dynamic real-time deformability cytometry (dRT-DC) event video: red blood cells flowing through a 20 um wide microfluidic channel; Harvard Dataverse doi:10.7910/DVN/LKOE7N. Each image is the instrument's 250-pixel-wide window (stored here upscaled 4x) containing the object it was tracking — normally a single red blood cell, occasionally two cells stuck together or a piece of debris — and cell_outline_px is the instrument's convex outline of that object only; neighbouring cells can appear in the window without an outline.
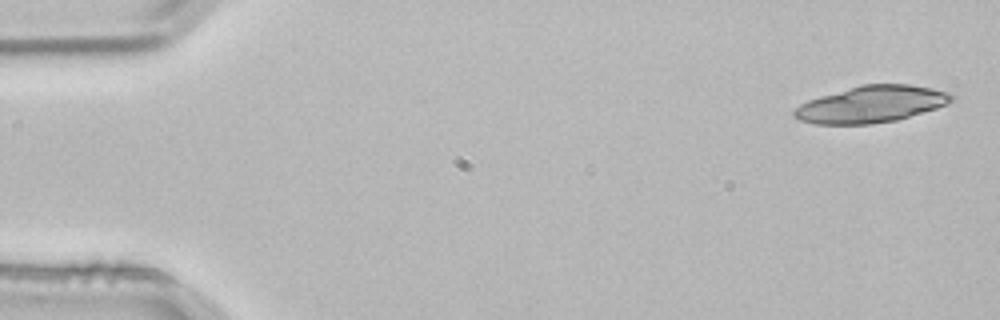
{"species": "common noctule bat (a hibernating species)", "species_latin": "Nyctalus noctula", "temperature_condition": "room temperature", "stored_images_in_passage": 4, "segment_of_instrument_passage": [2, 2], "camera_frame_rate_fps": 3000, "um_per_image_px": 0.085, "animal": {"sex": "male", "body_mass_g": 21.5, "forearm_length_mm": 52.0}, "frame": {"image": 1, "passage_image": 4, "time_ms": 1.0, "image_size_px": [1000, 320], "cell_outline_px": [[956, 96], [952, 100], [936, 108], [896, 120], [872, 124], [816, 124], [800, 120], [792, 116], [792, 112], [800, 104], [808, 100], [820, 96], [860, 84], [908, 84], [932, 88], [952, 92]], "centroid_in_image_um": [74.05, 8.85], "position_along_channel_um": 10.9, "area_um2": 33.64}}